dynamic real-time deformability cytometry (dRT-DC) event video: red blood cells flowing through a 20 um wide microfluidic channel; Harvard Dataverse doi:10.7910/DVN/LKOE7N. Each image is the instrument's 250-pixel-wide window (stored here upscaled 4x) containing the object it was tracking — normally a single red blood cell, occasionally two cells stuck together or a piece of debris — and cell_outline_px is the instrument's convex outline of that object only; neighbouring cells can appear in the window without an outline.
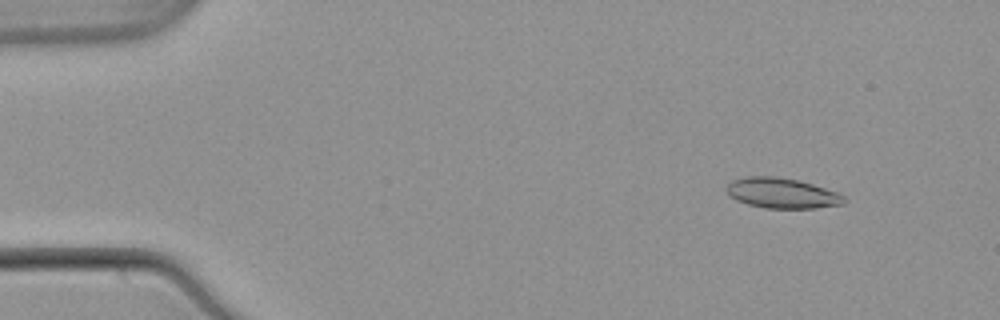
{"species": "common noctule bat (a hibernating species)", "species_latin": "Nyctalus noctula", "temperature_condition": "warm", "stored_images_in_passage": 51, "camera_frame_rate_fps": 3000, "um_per_image_px": 0.085, "animal": {"sex": "male", "body_mass_g": 21.5, "forearm_length_mm": 52.0}, "frame": {"image": 1, "passage_image": 4, "time_ms": 1.0, "image_size_px": [1000, 320], "cell_outline_px": [[848, 200], [844, 204], [816, 208], [764, 208], [748, 204], [736, 200], [728, 192], [728, 184], [732, 180], [748, 176], [776, 176], [800, 180], [836, 192], [844, 196]], "centroid_in_image_um": [66.5, 16.41], "position_along_channel_um": 18.5, "area_um2": 20.69}}
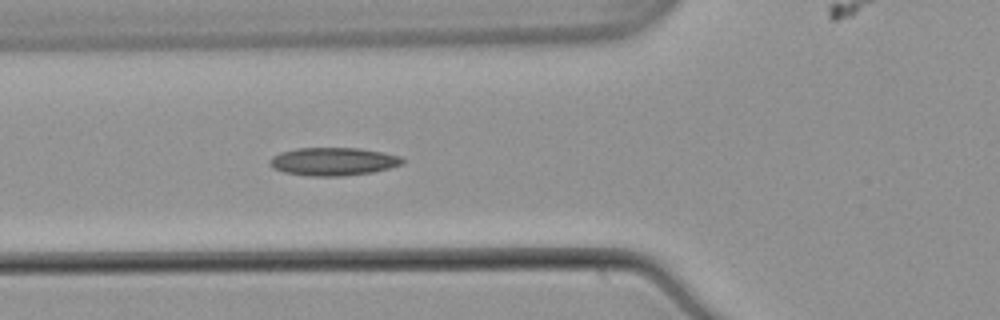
{"frame": {"image": 2, "passage_image": 18, "time_ms": 5.667, "image_size_px": [1000, 320], "cell_outline_px": [[404, 164], [372, 172], [340, 176], [308, 176], [284, 172], [272, 168], [268, 164], [268, 160], [272, 156], [280, 152], [296, 148], [360, 148], [400, 156], [404, 160]], "centroid_in_image_um": [28.27, 13.73], "position_along_channel_um": 97.5, "area_um2": 21.73}}
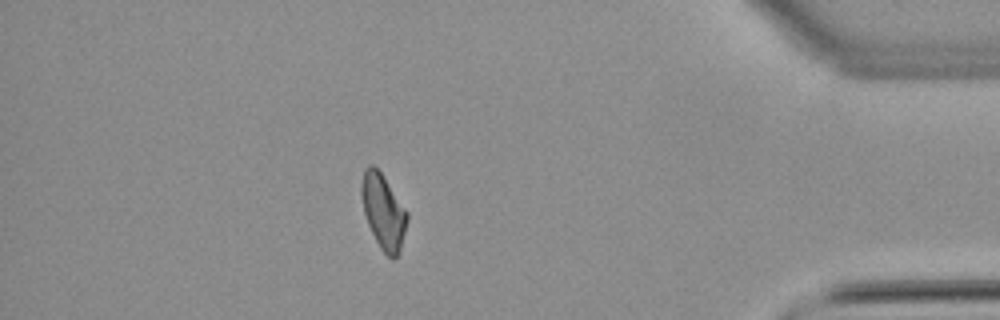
{"frame": {"image": 3, "passage_image": 45, "time_ms": 14.667, "image_size_px": [1000, 320], "cell_outline_px": [[408, 220], [400, 248], [396, 256], [392, 260], [380, 248], [368, 224], [364, 212], [360, 192], [360, 184], [364, 168], [368, 164], [372, 164], [380, 172], [408, 212]], "centroid_in_image_um": [32.56, 17.95], "position_along_channel_um": 402.6, "area_um2": 19.71}, "authors_computed_cell_mechanics": {"area_um2": 20.3456, "velocity_mm_per_s": 3.858, "shape_relaxation_time_tau1_ms": null, "shape_relaxation_time_tau2_ms": 4.3711, "deformation_change_tau1": null, "deformation_change_tau2": 0.1105}}